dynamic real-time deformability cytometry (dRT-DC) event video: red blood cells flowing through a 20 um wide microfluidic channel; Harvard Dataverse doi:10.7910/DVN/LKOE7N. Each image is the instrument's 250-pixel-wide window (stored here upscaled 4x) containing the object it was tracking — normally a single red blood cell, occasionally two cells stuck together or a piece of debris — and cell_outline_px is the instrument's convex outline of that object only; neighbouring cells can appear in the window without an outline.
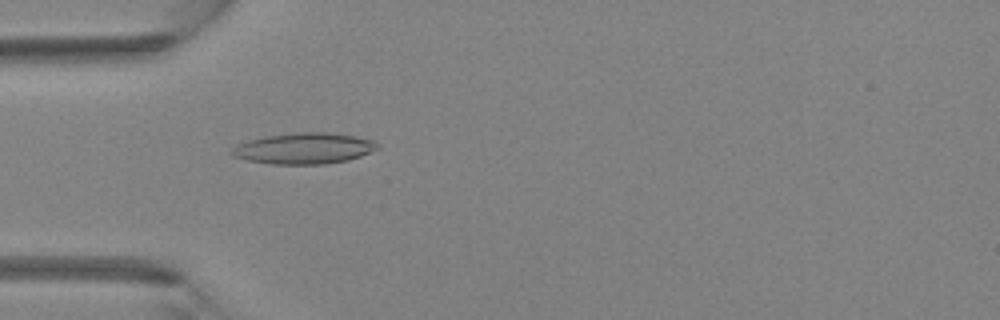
{"species": "Egyptian fruit bat (a non-hibernating species)", "species_latin": "Rousettus aegyptiacus", "temperature_condition": "room temperature", "stored_images_in_passage": 3, "camera_frame_rate_fps": 3000, "um_per_image_px": 0.085, "animal": {"sex": "female"}, "frame": {"image": 1, "passage_image": 3, "time_ms": 0.667, "image_size_px": [1000, 320], "cell_outline_px": [[380, 148], [360, 156], [348, 160], [324, 164], [272, 164], [248, 160], [232, 156], [228, 152], [236, 144], [248, 140], [264, 136], [296, 132], [328, 132], [356, 136], [376, 140], [380, 144]], "centroid_in_image_um": [25.85, 12.6], "position_along_channel_um": 59.2, "area_um2": 26.7}}